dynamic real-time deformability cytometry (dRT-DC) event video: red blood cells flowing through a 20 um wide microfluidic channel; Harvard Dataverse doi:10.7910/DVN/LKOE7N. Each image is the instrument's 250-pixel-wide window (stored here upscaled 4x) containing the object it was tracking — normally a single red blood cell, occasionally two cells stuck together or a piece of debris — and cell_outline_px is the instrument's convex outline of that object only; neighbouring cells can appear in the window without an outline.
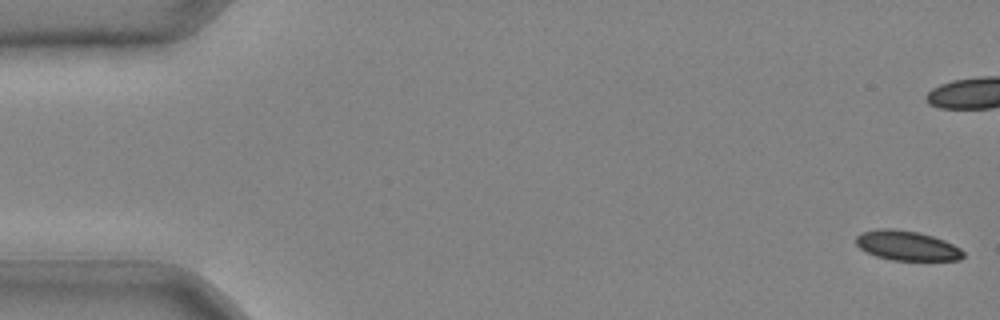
{"species": "common noctule bat (a hibernating species)", "species_latin": "Nyctalus noctula", "temperature_condition": "cold", "stored_images_in_passage": 10, "camera_frame_rate_fps": 3000, "um_per_image_px": 0.085, "animal": {"sex": "male", "body_mass_g": 20.4}, "frame": {"image": 1, "passage_image": 1, "time_ms": 0.0, "image_size_px": [1000, 320], "cell_outline_px": [[964, 256], [960, 260], [892, 260], [876, 256], [860, 248], [856, 244], [856, 236], [860, 232], [876, 228], [892, 228], [916, 232], [932, 236], [944, 240], [960, 248], [964, 252]], "centroid_in_image_um": [77.07, 20.87], "position_along_channel_um": 7.9, "area_um2": 18.55}}